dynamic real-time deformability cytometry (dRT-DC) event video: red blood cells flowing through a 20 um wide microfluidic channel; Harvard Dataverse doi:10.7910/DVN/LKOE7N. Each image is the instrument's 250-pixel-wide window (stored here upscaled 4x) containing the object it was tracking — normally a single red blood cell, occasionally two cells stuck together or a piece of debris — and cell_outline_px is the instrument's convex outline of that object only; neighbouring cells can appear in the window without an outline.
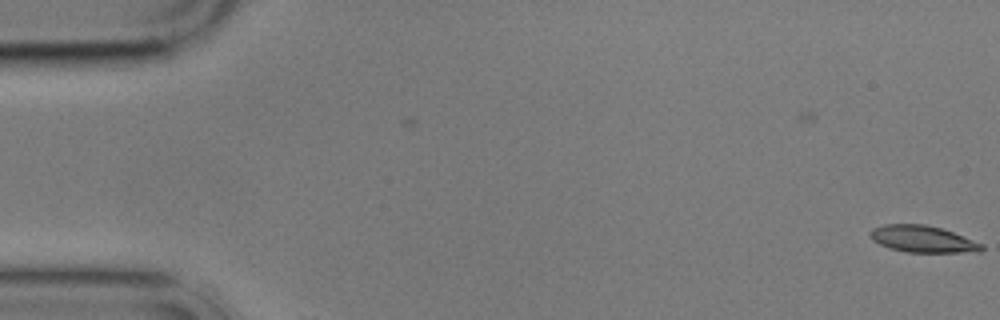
{"species": "common noctule bat (a hibernating species)", "species_latin": "Nyctalus noctula", "temperature_condition": "cold", "stored_images_in_passage": 2, "camera_frame_rate_fps": 3000, "um_per_image_px": 0.085, "animal": {"sex": "male", "body_mass_g": 17.9}, "frame": {"image": 1, "passage_image": 2, "time_ms": 1.333, "image_size_px": [1000, 320], "cell_outline_px": [[984, 248], [980, 252], [908, 252], [892, 248], [880, 244], [872, 240], [868, 236], [868, 232], [872, 228], [884, 224], [924, 224], [940, 228], [952, 232], [984, 244]], "centroid_in_image_um": [78.41, 20.31], "position_along_channel_um": 6.6, "area_um2": 17.34}}